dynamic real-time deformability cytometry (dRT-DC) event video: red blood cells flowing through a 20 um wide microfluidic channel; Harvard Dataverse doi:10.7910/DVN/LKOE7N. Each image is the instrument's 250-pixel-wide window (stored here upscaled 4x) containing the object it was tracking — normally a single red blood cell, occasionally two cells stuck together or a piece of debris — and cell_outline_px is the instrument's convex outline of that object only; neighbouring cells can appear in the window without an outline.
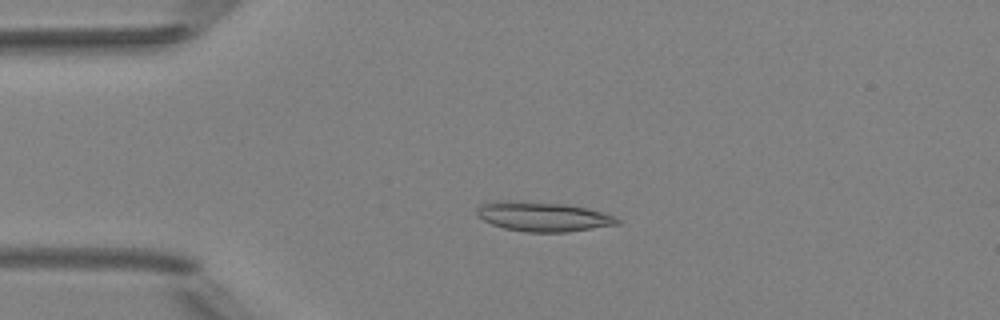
{"species": "Egyptian fruit bat (a non-hibernating species)", "species_latin": "Rousettus aegyptiacus", "temperature_condition": "room temperature", "stored_images_in_passage": 5, "camera_frame_rate_fps": 3000, "um_per_image_px": 0.085, "animal": {"sex": "female"}, "frame": {"image": 1, "passage_image": 4, "time_ms": 3.333, "image_size_px": [1000, 320], "cell_outline_px": [[620, 224], [568, 232], [524, 232], [504, 228], [492, 224], [484, 220], [476, 212], [476, 208], [480, 204], [504, 200], [520, 200], [564, 204], [588, 208], [612, 216], [620, 220]], "centroid_in_image_um": [46.13, 18.41], "position_along_channel_um": 38.9, "area_um2": 24.16}}